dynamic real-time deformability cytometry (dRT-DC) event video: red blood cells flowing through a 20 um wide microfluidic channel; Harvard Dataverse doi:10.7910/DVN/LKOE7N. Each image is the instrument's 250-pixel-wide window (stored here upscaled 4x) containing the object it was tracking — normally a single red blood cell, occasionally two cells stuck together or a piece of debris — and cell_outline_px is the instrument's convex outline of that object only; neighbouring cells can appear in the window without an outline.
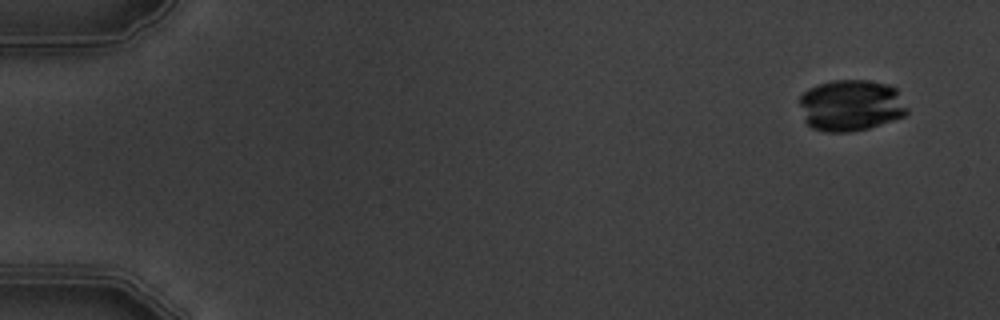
{"species": "common noctule bat (a hibernating species)", "species_latin": "Nyctalus noctula", "temperature_condition": "warm", "stored_images_in_passage": 5, "camera_frame_rate_fps": 3000, "um_per_image_px": 0.085, "animal": {"sex": "male", "body_mass_g": 19.5, "forearm_length_mm": 54.6}, "frame": {"image": 1, "passage_image": 1, "time_ms": 0.0, "image_size_px": [1000, 320], "cell_outline_px": [[908, 112], [904, 116], [868, 128], [848, 132], [824, 132], [812, 128], [804, 120], [800, 104], [800, 96], [808, 88], [816, 84], [832, 80], [864, 80], [888, 84], [896, 88], [908, 108]], "centroid_in_image_um": [72.31, 8.95], "position_along_channel_um": 12.7, "area_um2": 32.43}}